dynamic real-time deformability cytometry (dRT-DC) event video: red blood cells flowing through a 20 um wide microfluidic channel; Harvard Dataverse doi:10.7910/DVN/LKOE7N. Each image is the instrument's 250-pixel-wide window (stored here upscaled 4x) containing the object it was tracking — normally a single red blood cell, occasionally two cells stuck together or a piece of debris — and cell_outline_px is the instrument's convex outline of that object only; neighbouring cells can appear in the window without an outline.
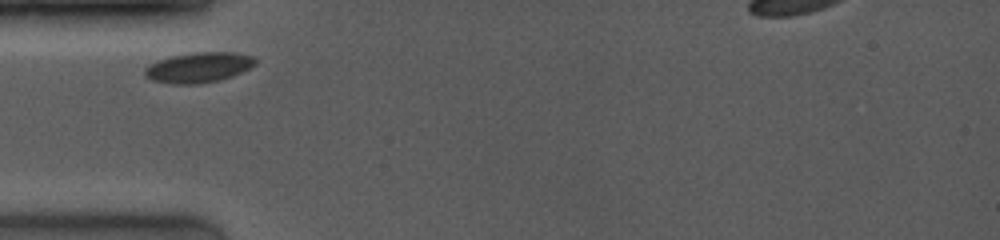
{"species": "common noctule bat (a hibernating species)", "species_latin": "Nyctalus noctula", "temperature_condition": "room temperature", "stored_images_in_passage": 37, "camera_frame_rate_fps": 4000, "um_per_image_px": 0.085, "animal": {"sex": "female", "body_mass_g": 19.0, "forearm_length_mm": 53.3}, "frame": {"image": 1, "passage_image": 1, "time_ms": 0.0, "image_size_px": [1000, 240], "cell_outline_px": [[256, 64], [232, 76], [220, 80], [200, 84], [172, 84], [152, 80], [144, 76], [144, 68], [156, 60], [172, 56], [196, 52], [232, 52], [252, 56], [256, 60]], "centroid_in_image_um": [16.84, 5.74], "position_along_channel_um": 68.2, "area_um2": 19.48}}
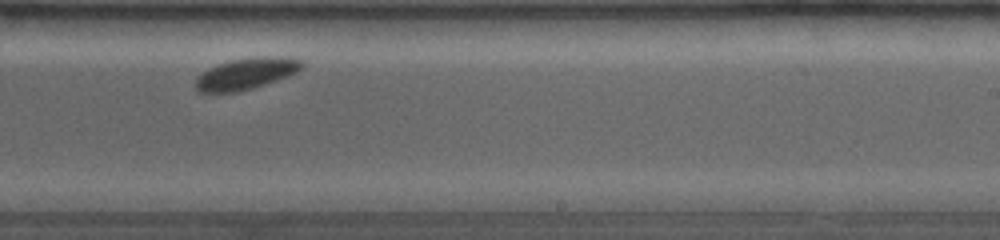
{"frame": {"image": 2, "passage_image": 26, "time_ms": 5.25, "image_size_px": [1000, 240], "cell_outline_px": [[304, 68], [288, 76], [252, 88], [236, 92], [200, 92], [196, 88], [196, 80], [208, 68], [232, 60], [252, 56], [288, 56], [304, 60]], "centroid_in_image_um": [21.02, 6.23], "position_along_channel_um": 268.0, "area_um2": 19.42}}
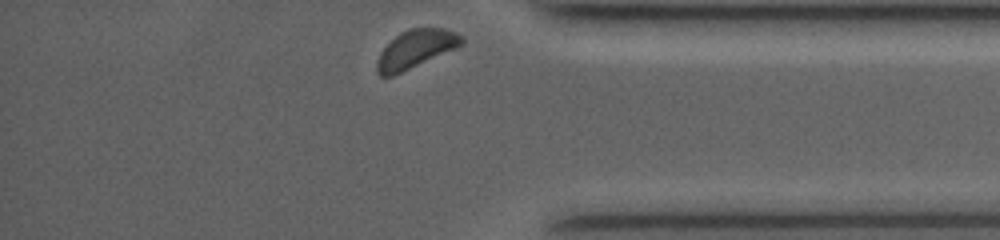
{"frame": {"image": 3, "passage_image": 37, "time_ms": 8.75, "image_size_px": [1000, 240], "cell_outline_px": [[464, 44], [456, 48], [392, 76], [380, 76], [376, 72], [376, 60], [380, 52], [400, 32], [408, 28], [444, 28], [456, 32], [464, 40]], "centroid_in_image_um": [35.31, 4.16], "position_along_channel_um": 399.9, "area_um2": 18.67}}